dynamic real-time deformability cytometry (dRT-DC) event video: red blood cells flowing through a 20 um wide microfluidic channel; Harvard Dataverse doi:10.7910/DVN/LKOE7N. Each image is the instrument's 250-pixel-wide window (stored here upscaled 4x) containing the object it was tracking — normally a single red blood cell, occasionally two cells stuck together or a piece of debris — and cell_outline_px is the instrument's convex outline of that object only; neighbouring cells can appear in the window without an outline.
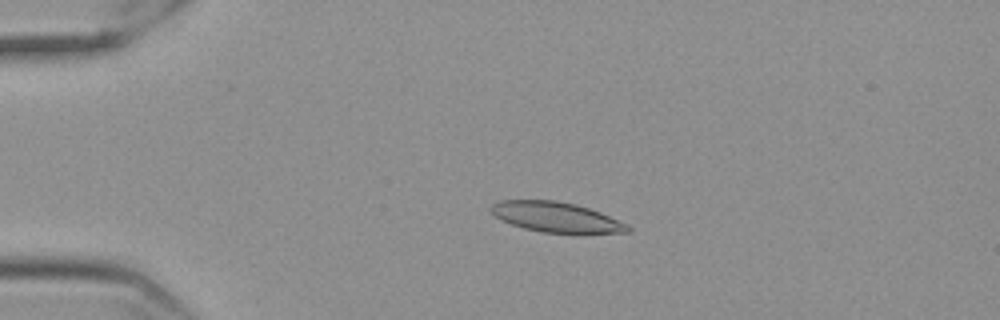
{"species": "Egyptian fruit bat (a non-hibernating species)", "species_latin": "Rousettus aegyptiacus", "temperature_condition": "cold", "stored_images_in_passage": 57, "camera_frame_rate_fps": 3000, "um_per_image_px": 0.085, "frame": {"image": 1, "passage_image": 13, "time_ms": 4.0, "image_size_px": [1000, 320], "cell_outline_px": [[632, 228], [628, 232], [544, 232], [524, 228], [512, 224], [496, 216], [488, 208], [492, 204], [500, 200], [556, 200], [576, 204], [600, 212], [628, 224]], "centroid_in_image_um": [47.26, 18.43], "position_along_channel_um": 37.7, "area_um2": 23.52}}
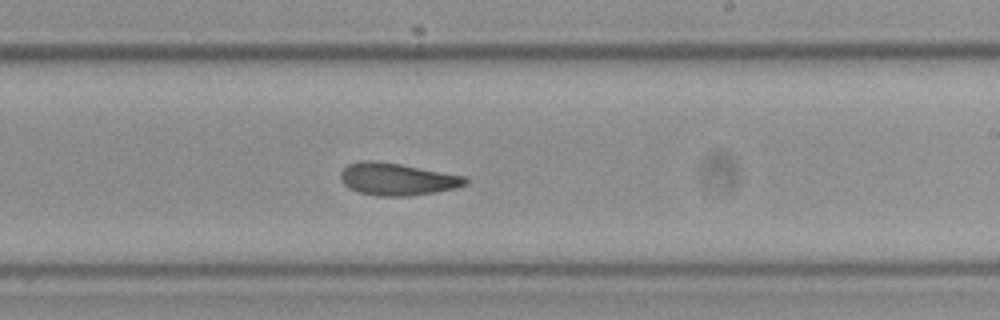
{"frame": {"image": 2, "passage_image": 35, "time_ms": 11.333, "image_size_px": [1000, 320], "cell_outline_px": [[468, 184], [456, 188], [436, 192], [408, 196], [380, 196], [360, 192], [344, 184], [340, 180], [340, 172], [348, 164], [360, 160], [372, 160], [400, 164], [464, 176], [468, 180]], "centroid_in_image_um": [33.75, 15.22], "position_along_channel_um": 255.2, "area_um2": 23.35}}
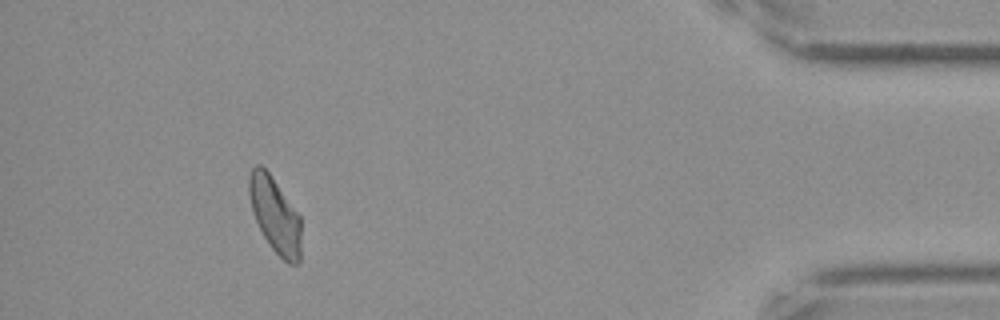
{"frame": {"image": 3, "passage_image": 53, "time_ms": 17.333, "image_size_px": [1000, 320], "cell_outline_px": [[300, 260], [296, 264], [288, 264], [272, 248], [264, 236], [252, 212], [248, 192], [248, 180], [252, 168], [256, 164], [260, 164], [268, 172], [300, 216]], "centroid_in_image_um": [23.36, 18.27], "position_along_channel_um": 411.8, "area_um2": 22.54}, "authors_computed_cell_mechanics": {"area_um2": 23.6402, "velocity_mm_per_s": 3.519, "shape_relaxation_time_tau1_ms": null, "shape_relaxation_time_tau2_ms": 2.9894, "deformation_change_tau1": null, "deformation_change_tau2": 0.0994}}